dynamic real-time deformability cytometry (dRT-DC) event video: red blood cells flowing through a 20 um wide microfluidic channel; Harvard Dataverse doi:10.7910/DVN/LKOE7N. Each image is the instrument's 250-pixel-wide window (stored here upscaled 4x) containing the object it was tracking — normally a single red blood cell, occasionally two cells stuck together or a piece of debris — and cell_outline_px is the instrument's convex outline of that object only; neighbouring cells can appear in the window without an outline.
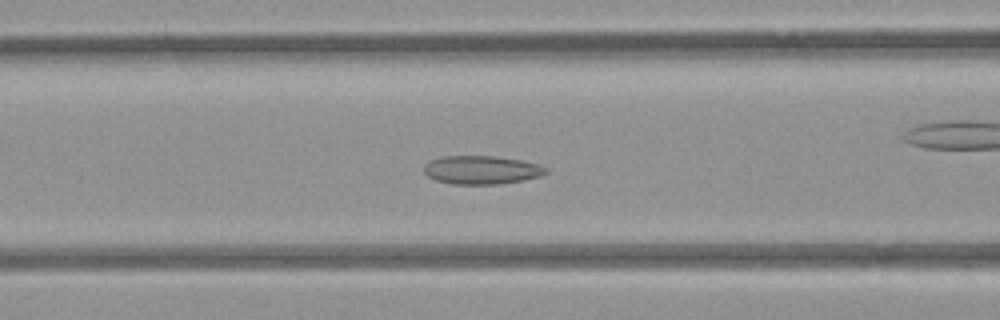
{"species": "common noctule bat (a hibernating species)", "species_latin": "Nyctalus noctula", "temperature_condition": "room temperature", "stored_images_in_passage": 40, "camera_frame_rate_fps": 3000, "um_per_image_px": 0.085, "animal": {"sex": "female", "body_mass_g": 21.9}, "frame": {"image": 1, "passage_image": 8, "time_ms": 2.333, "image_size_px": [1000, 320], "cell_outline_px": [[548, 172], [540, 176], [524, 180], [500, 184], [452, 184], [436, 180], [428, 176], [424, 172], [424, 164], [432, 160], [444, 156], [496, 156], [520, 160], [540, 164], [548, 168]], "centroid_in_image_um": [40.96, 14.44], "position_along_channel_um": 125.6, "area_um2": 20.29}}
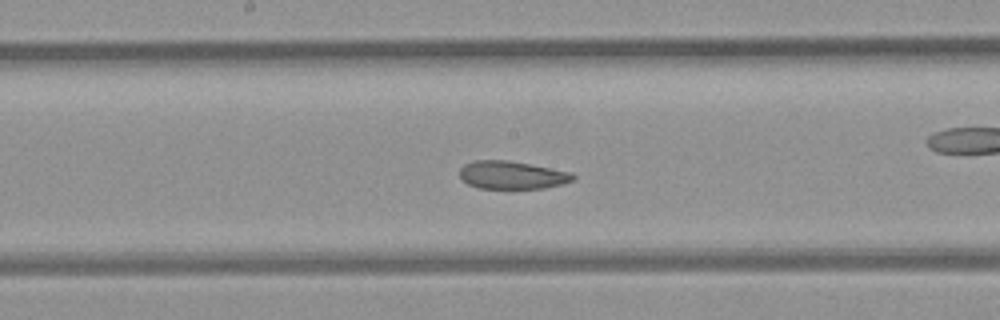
{"frame": {"image": 2, "passage_image": 14, "time_ms": 4.333, "image_size_px": [1000, 320], "cell_outline_px": [[576, 176], [572, 180], [560, 184], [544, 188], [480, 188], [468, 184], [460, 176], [460, 168], [464, 164], [472, 160], [508, 160], [572, 172]], "centroid_in_image_um": [43.5, 14.86], "position_along_channel_um": 204.7, "area_um2": 18.32}}
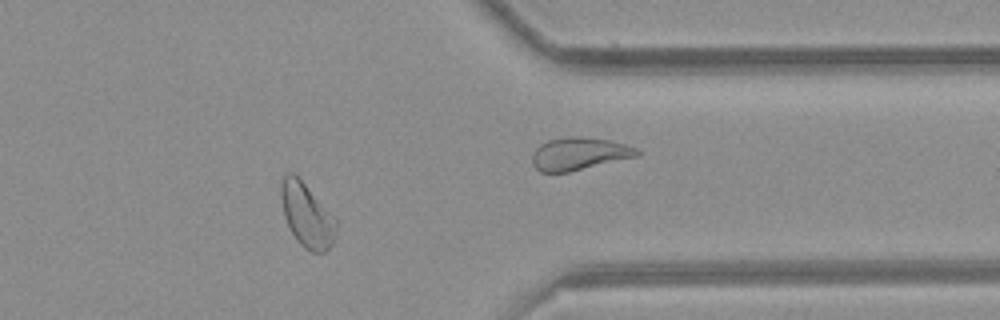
{"frame": {"image": 3, "passage_image": 29, "time_ms": 9.333, "image_size_px": [1000, 320], "cell_outline_px": [[336, 228], [332, 244], [324, 252], [312, 252], [304, 248], [296, 240], [284, 216], [280, 196], [280, 184], [284, 172], [292, 172], [336, 216]], "centroid_in_image_um": [26.07, 18.27], "position_along_channel_um": 385.3, "area_um2": 20.52}, "authors_computed_cell_mechanics": {"area_um2": 20.23, "velocity_mm_per_s": 3.9449, "shape_relaxation_time_tau1_ms": null, "shape_relaxation_time_tau2_ms": 4.1854, "deformation_change_tau1": null, "deformation_change_tau2": 0.0929}}